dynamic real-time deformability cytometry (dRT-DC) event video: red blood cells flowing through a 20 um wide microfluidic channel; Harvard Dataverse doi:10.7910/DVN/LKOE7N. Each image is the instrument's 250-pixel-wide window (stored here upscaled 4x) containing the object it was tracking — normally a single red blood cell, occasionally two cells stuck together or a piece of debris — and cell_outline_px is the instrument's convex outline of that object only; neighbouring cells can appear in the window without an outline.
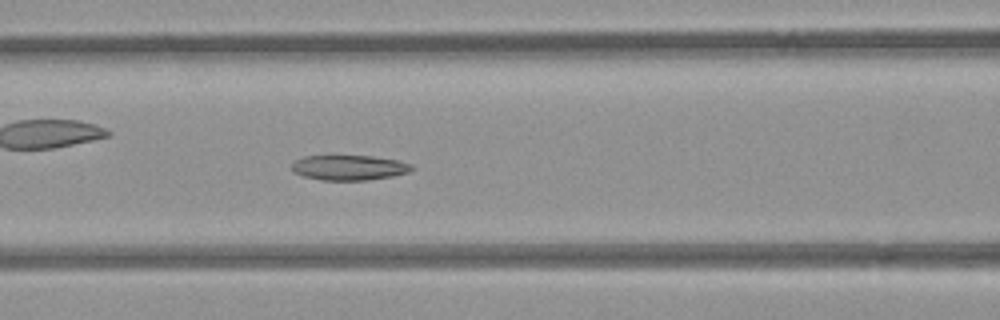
{"species": "common noctule bat (a hibernating species)", "species_latin": "Nyctalus noctula", "temperature_condition": "room temperature", "stored_images_in_passage": 45, "camera_frame_rate_fps": 3000, "um_per_image_px": 0.085, "animal": {"sex": "female", "body_mass_g": 21.9}, "frame": {"image": 1, "passage_image": 14, "time_ms": 4.333, "image_size_px": [1000, 320], "cell_outline_px": [[416, 168], [408, 172], [392, 176], [368, 180], [320, 180], [304, 176], [292, 172], [292, 164], [296, 160], [304, 156], [372, 156], [396, 160], [412, 164]], "centroid_in_image_um": [29.68, 14.25], "position_along_channel_um": 136.9, "area_um2": 17.51}}
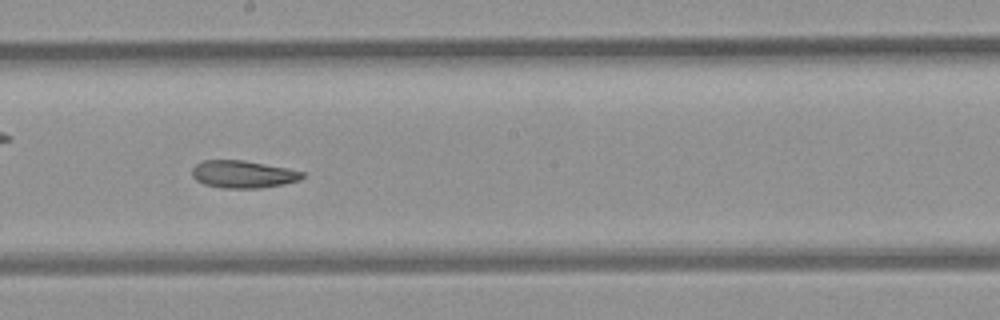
{"frame": {"image": 2, "passage_image": 21, "time_ms": 6.667, "image_size_px": [1000, 320], "cell_outline_px": [[304, 176], [300, 180], [284, 184], [260, 188], [220, 188], [204, 184], [196, 180], [192, 176], [192, 168], [196, 164], [204, 160], [244, 160], [288, 168], [304, 172]], "centroid_in_image_um": [20.66, 14.81], "position_along_channel_um": 227.5, "area_um2": 17.74}}
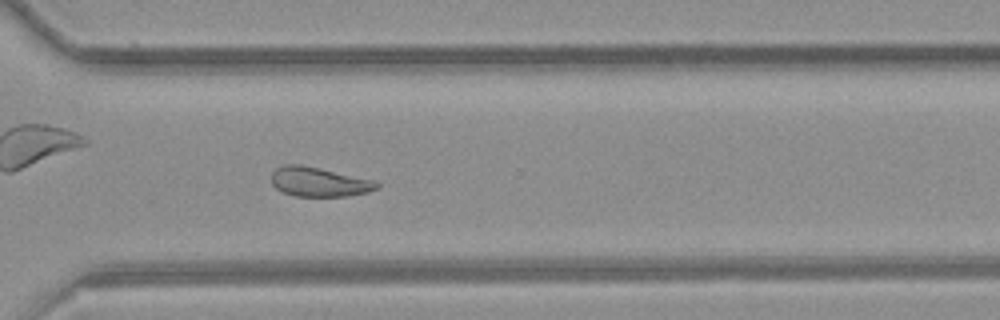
{"frame": {"image": 3, "passage_image": 30, "time_ms": 9.667, "image_size_px": [1000, 320], "cell_outline_px": [[380, 188], [368, 192], [348, 196], [296, 196], [284, 192], [276, 188], [272, 184], [272, 172], [276, 168], [284, 164], [300, 164], [320, 168], [376, 180], [380, 184]], "centroid_in_image_um": [27.16, 15.45], "position_along_channel_um": 343.4, "area_um2": 18.21}, "authors_computed_cell_mechanics": {"area_um2": 19.1318, "velocity_mm_per_s": 3.8838, "shape_relaxation_time_tau1_ms": null, "shape_relaxation_time_tau2_ms": 8.1435, "deformation_change_tau1": null, "deformation_change_tau2": 0.159}}